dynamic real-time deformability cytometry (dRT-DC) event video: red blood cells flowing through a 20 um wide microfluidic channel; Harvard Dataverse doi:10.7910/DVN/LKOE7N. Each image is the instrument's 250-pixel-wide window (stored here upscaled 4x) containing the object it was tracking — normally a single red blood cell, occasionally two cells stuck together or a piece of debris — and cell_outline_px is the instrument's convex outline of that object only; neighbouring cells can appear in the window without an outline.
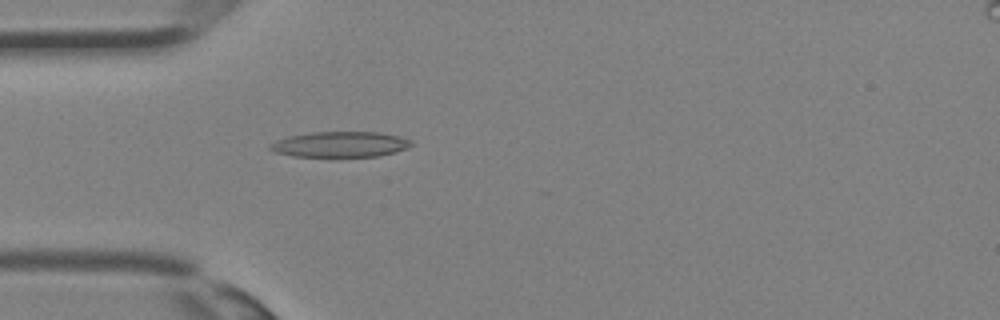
{"species": "Egyptian fruit bat (a non-hibernating species)", "species_latin": "Rousettus aegyptiacus", "temperature_condition": "room temperature", "stored_images_in_passage": 29, "camera_frame_rate_fps": 3000, "um_per_image_px": 0.085, "animal": {"sex": "female"}, "frame": {"image": 1, "passage_image": 11, "time_ms": 3.333, "image_size_px": [1000, 320], "cell_outline_px": [[412, 144], [408, 148], [396, 152], [380, 156], [292, 156], [276, 152], [268, 148], [268, 144], [276, 140], [288, 136], [312, 132], [380, 132], [412, 140]], "centroid_in_image_um": [28.9, 12.27], "position_along_channel_um": 56.1, "area_um2": 20.98}}
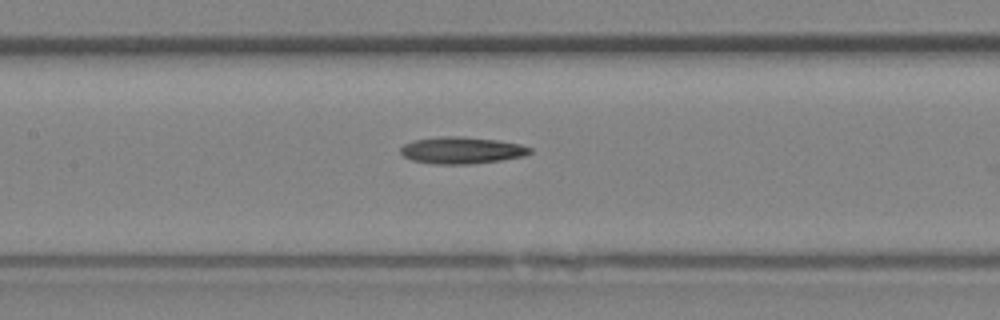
{"frame": {"image": 2, "passage_image": 17, "time_ms": 5.333, "image_size_px": [1000, 320], "cell_outline_px": [[532, 152], [524, 156], [500, 160], [468, 164], [436, 164], [412, 160], [404, 156], [400, 152], [400, 148], [404, 144], [416, 140], [440, 136], [464, 136], [496, 140], [520, 144], [532, 148]], "centroid_in_image_um": [39.25, 12.77], "position_along_channel_um": 168.1, "area_um2": 20.11}}
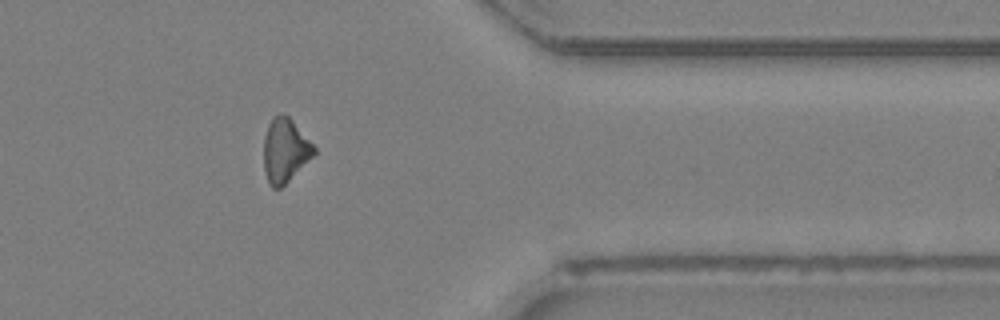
{"frame": {"image": 3, "passage_image": 29, "time_ms": 9.333, "image_size_px": [1000, 320], "cell_outline_px": [[316, 152], [280, 188], [272, 188], [268, 184], [264, 168], [264, 136], [268, 124], [272, 116], [288, 116], [292, 120], [316, 148]], "centroid_in_image_um": [24.2, 12.79], "position_along_channel_um": 387.2, "area_um2": 18.26}}